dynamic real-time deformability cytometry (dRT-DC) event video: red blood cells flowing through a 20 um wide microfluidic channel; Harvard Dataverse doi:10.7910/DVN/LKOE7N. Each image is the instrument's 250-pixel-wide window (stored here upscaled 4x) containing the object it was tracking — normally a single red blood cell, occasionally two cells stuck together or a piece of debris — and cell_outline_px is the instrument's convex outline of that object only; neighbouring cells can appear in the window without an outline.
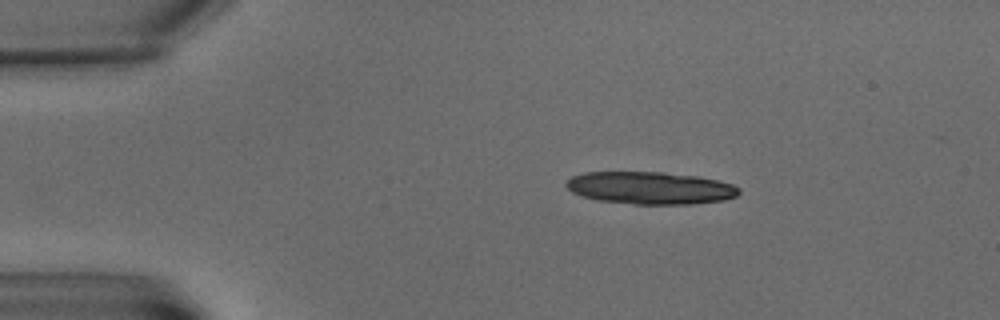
{"species": "common noctule bat (a hibernating species)", "species_latin": "Nyctalus noctula", "temperature_condition": "warm", "stored_images_in_passage": 5, "camera_frame_rate_fps": 3000, "um_per_image_px": 0.085, "animal": {"sex": "male", "body_mass_g": 15.6}, "frame": {"image": 1, "passage_image": 3, "time_ms": 2.333, "image_size_px": [1000, 320], "cell_outline_px": [[740, 192], [736, 196], [724, 200], [692, 204], [636, 204], [596, 200], [572, 192], [564, 184], [572, 176], [584, 172], [664, 172], [700, 176], [732, 184], [740, 188]], "centroid_in_image_um": [55.28, 15.97], "position_along_channel_um": 29.7, "area_um2": 32.71}}